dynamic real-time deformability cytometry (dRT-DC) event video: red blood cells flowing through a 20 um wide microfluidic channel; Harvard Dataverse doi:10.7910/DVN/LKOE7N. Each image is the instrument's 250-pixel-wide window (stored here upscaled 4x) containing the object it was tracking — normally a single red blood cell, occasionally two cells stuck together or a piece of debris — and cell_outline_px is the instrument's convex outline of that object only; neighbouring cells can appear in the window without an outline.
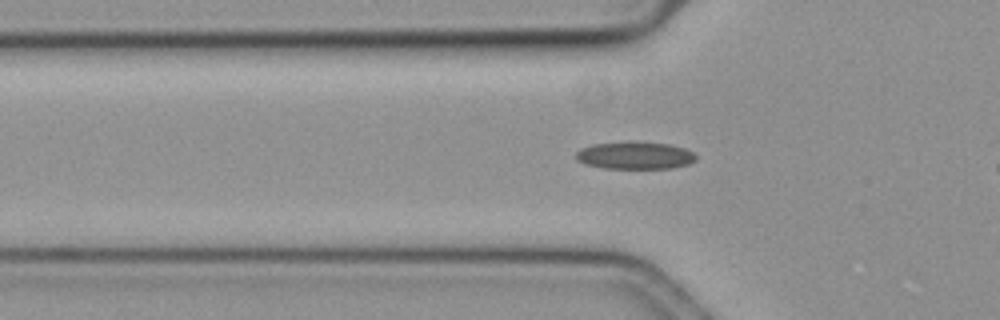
{"species": "common noctule bat (a hibernating species)", "species_latin": "Nyctalus noctula", "temperature_condition": "cold", "stored_images_in_passage": 47, "camera_frame_rate_fps": 3000, "um_per_image_px": 0.085, "animal": {"sex": "female", "body_mass_g": 19.3, "forearm_length_mm": 54.1}, "frame": {"image": 1, "passage_image": 16, "time_ms": 5.0, "image_size_px": [1000, 320], "cell_outline_px": [[696, 160], [688, 164], [672, 168], [604, 168], [584, 164], [576, 160], [576, 152], [580, 148], [592, 144], [668, 144], [684, 148], [692, 152], [696, 156]], "centroid_in_image_um": [53.95, 13.26], "position_along_channel_um": 71.8, "area_um2": 18.38}}
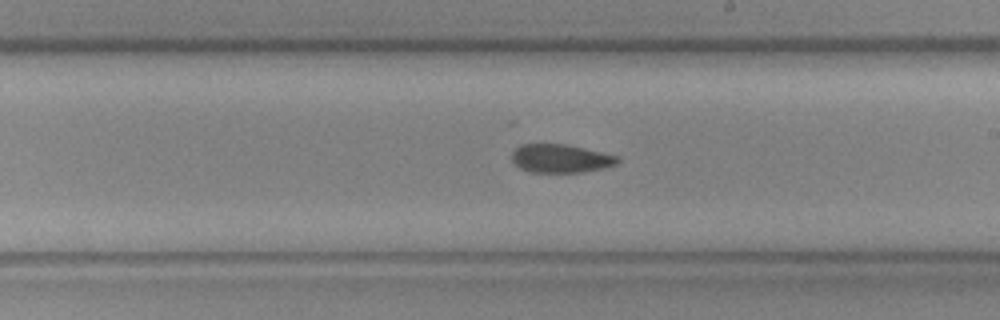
{"frame": {"image": 2, "passage_image": 30, "time_ms": 9.667, "image_size_px": [1000, 320], "cell_outline_px": [[620, 160], [616, 164], [604, 168], [584, 172], [528, 172], [520, 168], [512, 160], [512, 152], [520, 144], [564, 144], [620, 156]], "centroid_in_image_um": [47.66, 13.47], "position_along_channel_um": 241.3, "area_um2": 17.51}}
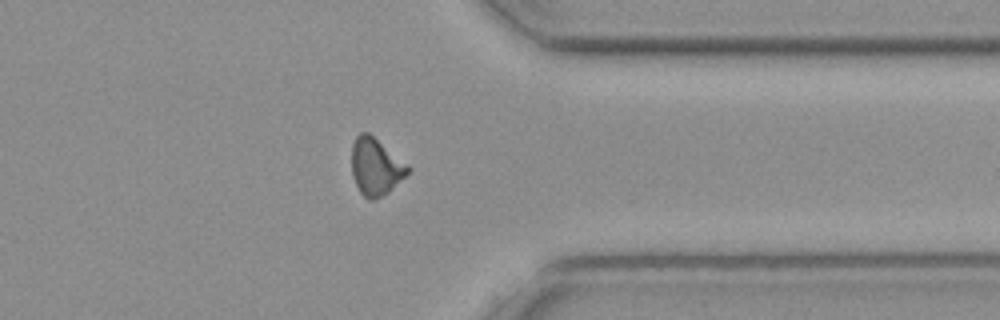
{"frame": {"image": 3, "passage_image": 42, "time_ms": 13.667, "image_size_px": [1000, 320], "cell_outline_px": [[412, 168], [388, 192], [376, 200], [368, 200], [360, 192], [352, 176], [352, 144], [356, 136], [360, 132], [368, 132], [408, 164]], "centroid_in_image_um": [31.92, 14.17], "position_along_channel_um": 379.5, "area_um2": 18.61}, "authors_computed_cell_mechanics": {"area_um2": 18.4382, "velocity_mm_per_s": 3.6395, "shape_relaxation_time_tau1_ms": null, "shape_relaxation_time_tau2_ms": 10.1394, "deformation_change_tau1": null, "deformation_change_tau2": 0.1506}}